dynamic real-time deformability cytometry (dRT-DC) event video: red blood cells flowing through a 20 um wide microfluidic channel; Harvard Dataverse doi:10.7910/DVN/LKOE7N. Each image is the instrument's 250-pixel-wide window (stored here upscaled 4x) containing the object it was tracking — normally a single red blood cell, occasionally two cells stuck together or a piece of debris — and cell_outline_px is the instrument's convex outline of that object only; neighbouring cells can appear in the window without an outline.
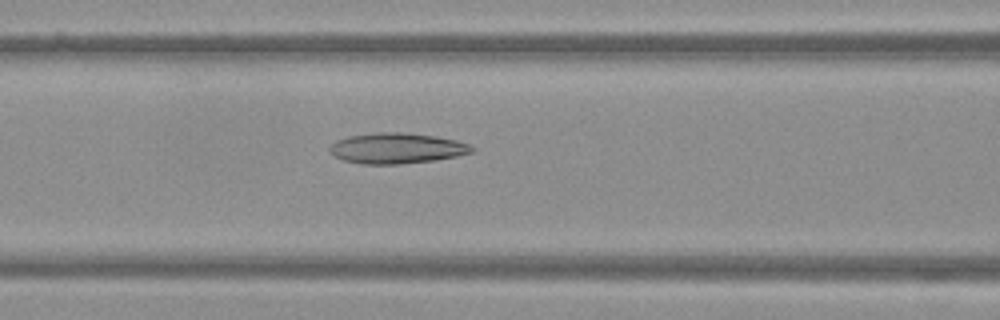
{"species": "Egyptian fruit bat (a non-hibernating species)", "species_latin": "Rousettus aegyptiacus", "temperature_condition": "warm", "stored_images_in_passage": 50, "camera_frame_rate_fps": 3000, "um_per_image_px": 0.085, "frame": {"image": 1, "passage_image": 21, "time_ms": 6.667, "image_size_px": [1000, 320], "cell_outline_px": [[476, 148], [472, 152], [456, 156], [436, 160], [396, 164], [364, 164], [344, 160], [332, 156], [328, 148], [336, 140], [348, 136], [376, 132], [400, 132], [436, 136], [456, 140], [468, 144]], "centroid_in_image_um": [33.7, 12.6], "position_along_channel_um": 132.9, "area_um2": 25.37}}
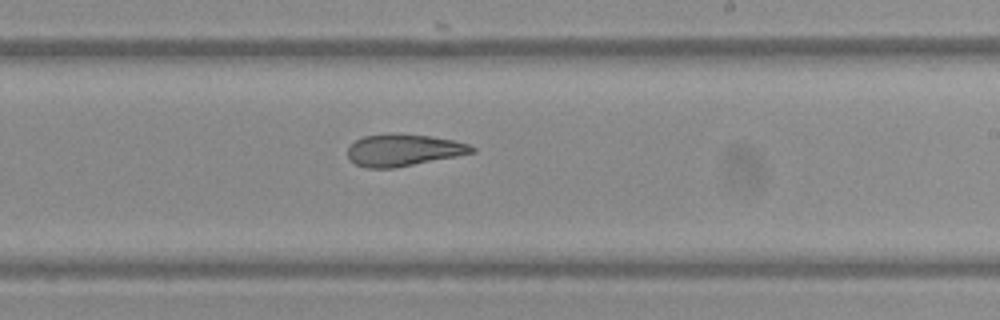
{"frame": {"image": 2, "passage_image": 30, "time_ms": 9.667, "image_size_px": [1000, 320], "cell_outline_px": [[476, 152], [456, 156], [392, 168], [368, 168], [356, 164], [348, 156], [348, 148], [356, 140], [364, 136], [428, 136], [452, 140], [468, 144], [476, 148]], "centroid_in_image_um": [34.32, 12.8], "position_along_channel_um": 254.7, "area_um2": 21.96}}
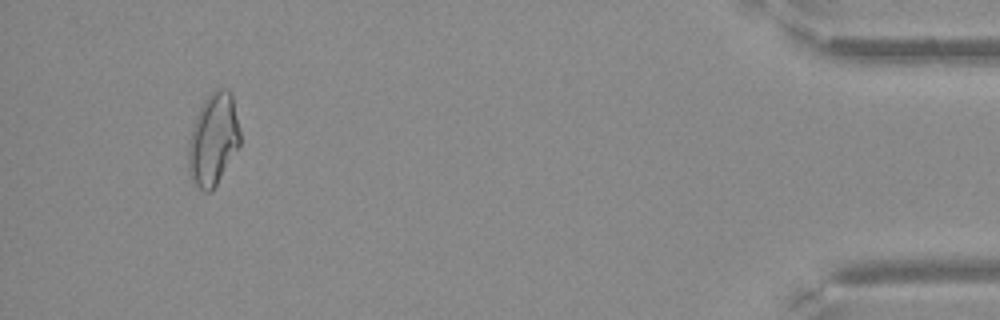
{"frame": {"image": 3, "passage_image": 47, "time_ms": 15.333, "image_size_px": [1000, 320], "cell_outline_px": [[240, 144], [212, 192], [204, 192], [192, 180], [188, 172], [188, 140], [196, 116], [204, 100], [212, 92], [220, 88], [228, 88], [232, 92], [240, 132]], "centroid_in_image_um": [18.12, 11.85], "position_along_channel_um": 417.1, "area_um2": 27.74}}